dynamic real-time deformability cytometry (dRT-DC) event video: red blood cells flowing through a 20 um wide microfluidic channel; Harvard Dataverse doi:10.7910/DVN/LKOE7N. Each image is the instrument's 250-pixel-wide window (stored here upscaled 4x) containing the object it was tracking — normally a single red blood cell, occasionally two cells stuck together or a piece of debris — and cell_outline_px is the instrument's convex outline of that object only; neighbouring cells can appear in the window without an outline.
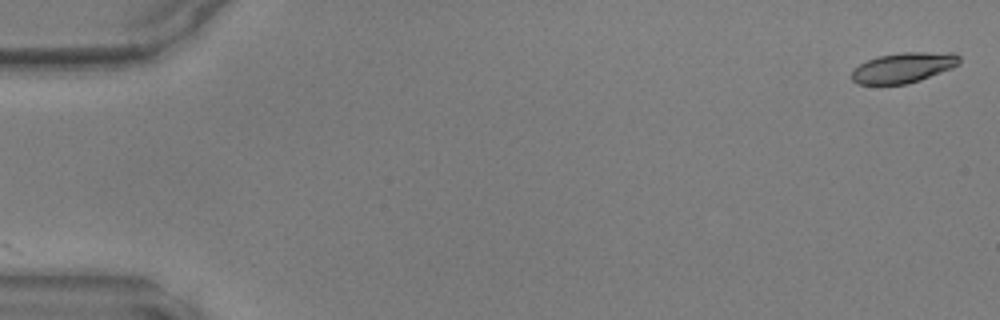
{"species": "common noctule bat (a hibernating species)", "species_latin": "Nyctalus noctula", "temperature_condition": "warm", "stored_images_in_passage": 12, "camera_frame_rate_fps": 3000, "um_per_image_px": 0.085, "animal": {"sex": "male", "body_mass_g": 17.9, "forearm_length_mm": 54.2}, "frame": {"image": 1, "passage_image": 1, "time_ms": 0.0, "image_size_px": [1000, 320], "cell_outline_px": [[960, 64], [952, 68], [920, 80], [908, 84], [856, 84], [852, 80], [852, 68], [876, 56], [900, 52], [956, 52], [960, 56]], "centroid_in_image_um": [76.81, 5.73], "position_along_channel_um": 8.2, "area_um2": 19.25}}